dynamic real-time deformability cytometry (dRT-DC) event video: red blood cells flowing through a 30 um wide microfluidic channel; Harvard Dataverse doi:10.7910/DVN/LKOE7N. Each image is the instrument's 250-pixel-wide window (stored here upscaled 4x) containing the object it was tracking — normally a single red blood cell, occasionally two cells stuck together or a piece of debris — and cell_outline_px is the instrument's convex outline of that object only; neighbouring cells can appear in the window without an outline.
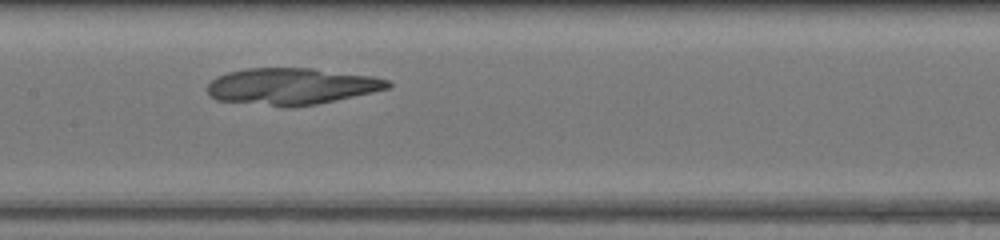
{"species": "common noctule bat (a hibernating species)", "species_latin": "Nyctalus noctula", "temperature_condition": "warm", "stored_images_in_passage": 28, "camera_frame_rate_fps": 3000, "um_per_image_px": 0.085, "animal": {"sex": "female", "body_mass_g": 17.0, "forearm_length_mm": 48.0}, "frame": {"image": 1, "passage_image": 12, "time_ms": 3.667, "image_size_px": [1000, 240], "cell_outline_px": [[392, 84], [388, 88], [372, 92], [316, 104], [272, 104], [216, 100], [208, 96], [208, 84], [216, 76], [228, 72], [248, 68], [312, 68], [372, 76], [388, 80]], "centroid_in_image_um": [24.77, 7.29], "position_along_channel_um": 182.6, "area_um2": 37.34}}
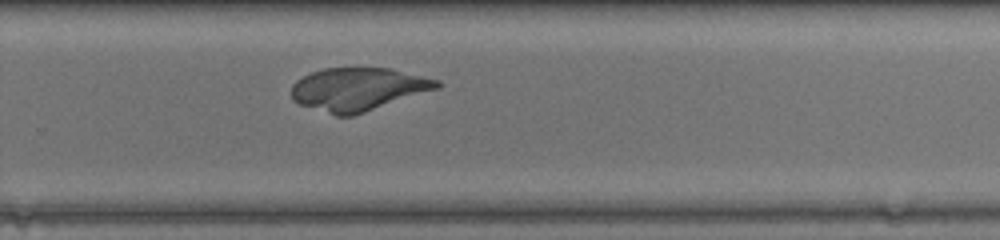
{"frame": {"image": 2, "passage_image": 20, "time_ms": 6.333, "image_size_px": [1000, 240], "cell_outline_px": [[440, 88], [352, 116], [336, 116], [300, 104], [292, 100], [292, 84], [296, 80], [312, 72], [324, 68], [392, 68], [440, 80]], "centroid_in_image_um": [30.46, 7.58], "position_along_channel_um": 299.3, "area_um2": 36.47}}
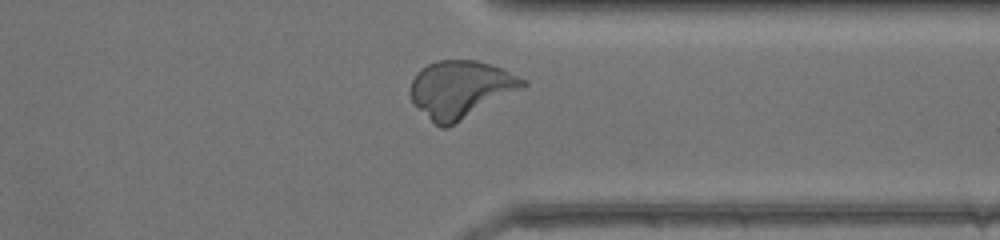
{"frame": {"image": 3, "passage_image": 25, "time_ms": 8.0, "image_size_px": [1000, 240], "cell_outline_px": [[528, 84], [448, 128], [440, 128], [412, 100], [408, 92], [408, 88], [416, 72], [420, 68], [436, 60], [476, 60], [504, 68], [528, 80]], "centroid_in_image_um": [39.14, 7.55], "position_along_channel_um": 372.3, "area_um2": 37.34}}